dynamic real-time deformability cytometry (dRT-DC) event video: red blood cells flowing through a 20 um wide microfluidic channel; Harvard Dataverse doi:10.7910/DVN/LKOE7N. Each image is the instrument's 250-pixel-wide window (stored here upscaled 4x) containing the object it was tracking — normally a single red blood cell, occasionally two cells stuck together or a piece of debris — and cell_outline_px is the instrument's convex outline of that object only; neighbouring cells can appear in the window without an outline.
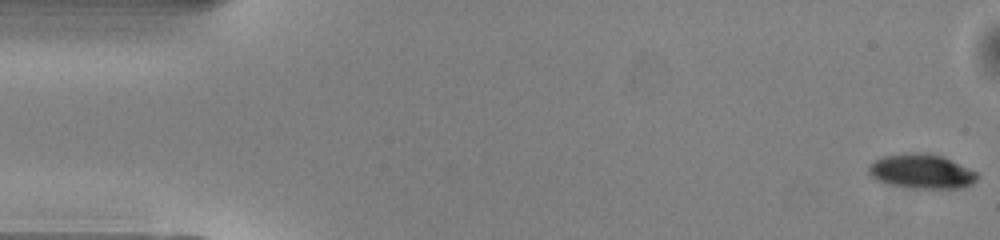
{"species": "common noctule bat (a hibernating species)", "species_latin": "Nyctalus noctula", "temperature_condition": "warm", "stored_images_in_passage": 51, "camera_frame_rate_fps": 3000, "um_per_image_px": 0.085, "animal": {"sex": "male", "body_mass_g": 13.0, "forearm_length_mm": 53.1}, "frame": {"image": 1, "passage_image": 1, "time_ms": 0.0, "image_size_px": [1000, 240], "cell_outline_px": [[980, 176], [972, 184], [960, 188], [912, 188], [888, 184], [876, 180], [868, 172], [868, 164], [884, 156], [908, 152], [928, 152], [944, 156], [976, 172]], "centroid_in_image_um": [78.33, 14.55], "position_along_channel_um": 6.7, "area_um2": 22.02}}
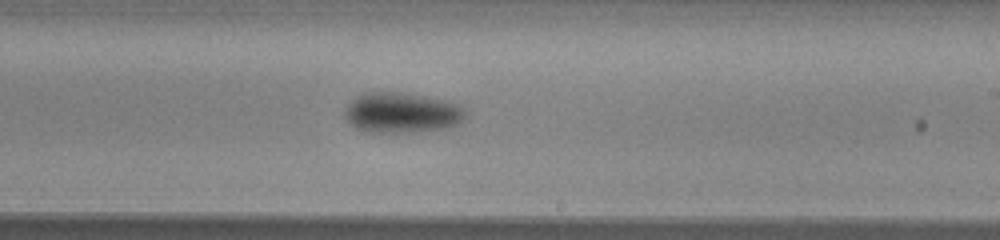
{"frame": {"image": 2, "passage_image": 30, "time_ms": 9.667, "image_size_px": [1000, 240], "cell_outline_px": [[468, 116], [456, 124], [444, 128], [412, 132], [372, 132], [356, 128], [344, 116], [344, 112], [348, 104], [356, 96], [364, 92], [408, 92], [448, 100], [464, 108]], "centroid_in_image_um": [34.17, 9.55], "position_along_channel_um": 254.8, "area_um2": 28.55}}
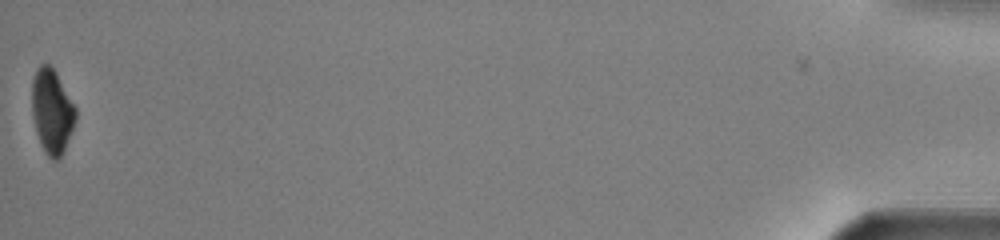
{"frame": {"image": 3, "passage_image": 51, "time_ms": 16.667, "image_size_px": [1000, 240], "cell_outline_px": [[76, 120], [64, 152], [60, 160], [52, 160], [44, 152], [40, 144], [36, 132], [32, 116], [32, 80], [36, 68], [40, 64], [48, 64], [56, 72], [76, 108]], "centroid_in_image_um": [4.41, 9.49], "position_along_channel_um": 430.8, "area_um2": 21.73}, "authors_computed_cell_mechanics": {"area_um2": 24.7384, "velocity_mm_per_s": 4.0394, "shape_relaxation_time_tau1_ms": 3.2238, "shape_relaxation_time_tau2_ms": null, "deformation_change_tau1": 0.1199, "deformation_change_tau2": null}}